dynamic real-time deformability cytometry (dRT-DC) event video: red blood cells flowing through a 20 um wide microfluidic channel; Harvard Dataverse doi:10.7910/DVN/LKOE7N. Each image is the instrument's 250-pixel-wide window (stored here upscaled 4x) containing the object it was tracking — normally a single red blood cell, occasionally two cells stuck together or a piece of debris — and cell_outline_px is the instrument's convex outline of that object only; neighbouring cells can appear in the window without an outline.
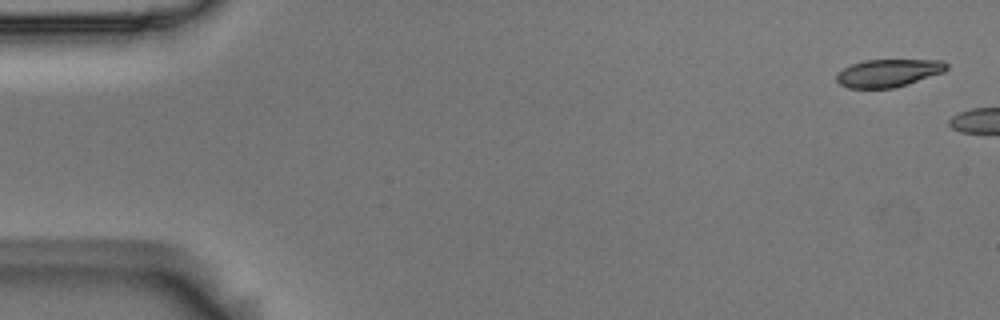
{"species": "Egyptian fruit bat (a non-hibernating species)", "species_latin": "Rousettus aegyptiacus", "temperature_condition": "room temperature", "stored_images_in_passage": 14, "camera_frame_rate_fps": 3000, "um_per_image_px": 0.085, "animal": {"sex": "male"}, "frame": {"image": 1, "passage_image": 2, "time_ms": 0.333, "image_size_px": [1000, 320], "cell_outline_px": [[948, 68], [944, 72], [896, 88], [848, 88], [840, 84], [836, 80], [836, 76], [844, 68], [852, 64], [864, 60], [944, 60], [948, 64]], "centroid_in_image_um": [75.54, 6.2], "position_along_channel_um": 9.5, "area_um2": 17.8}}
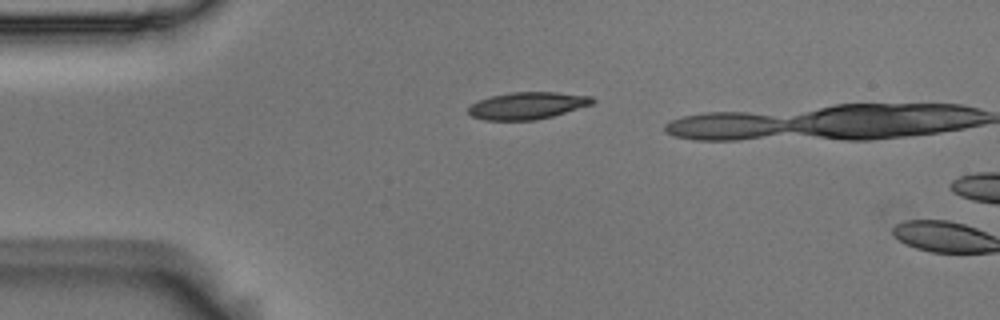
{"frame": {"image": 2, "passage_image": 13, "time_ms": 4.0, "image_size_px": [1000, 320], "cell_outline_px": [[596, 100], [592, 104], [552, 116], [536, 120], [484, 120], [472, 116], [468, 112], [468, 108], [472, 104], [480, 100], [492, 96], [512, 92], [556, 92], [592, 96]], "centroid_in_image_um": [44.84, 8.97], "position_along_channel_um": 40.2, "area_um2": 19.42}}